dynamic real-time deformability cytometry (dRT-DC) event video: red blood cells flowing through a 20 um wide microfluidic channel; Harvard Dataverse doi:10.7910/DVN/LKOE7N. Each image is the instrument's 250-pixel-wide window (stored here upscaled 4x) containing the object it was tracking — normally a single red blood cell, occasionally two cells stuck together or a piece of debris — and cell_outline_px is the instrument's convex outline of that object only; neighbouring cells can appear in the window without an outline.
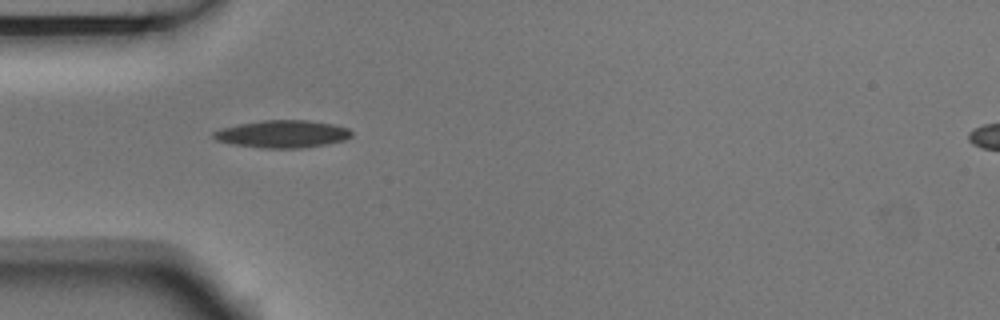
{"species": "Egyptian fruit bat (a non-hibernating species)", "species_latin": "Rousettus aegyptiacus", "temperature_condition": "room temperature", "stored_images_in_passage": 9, "camera_frame_rate_fps": 3000, "um_per_image_px": 0.085, "animal": {"sex": "male"}, "frame": {"image": 1, "passage_image": 4, "time_ms": 1.0, "image_size_px": [1000, 320], "cell_outline_px": [[352, 136], [344, 140], [324, 144], [300, 148], [264, 148], [232, 144], [216, 140], [212, 136], [212, 132], [220, 128], [240, 124], [264, 120], [308, 120], [332, 124], [348, 128], [352, 132]], "centroid_in_image_um": [23.98, 11.38], "position_along_channel_um": 61.0, "area_um2": 21.96}}
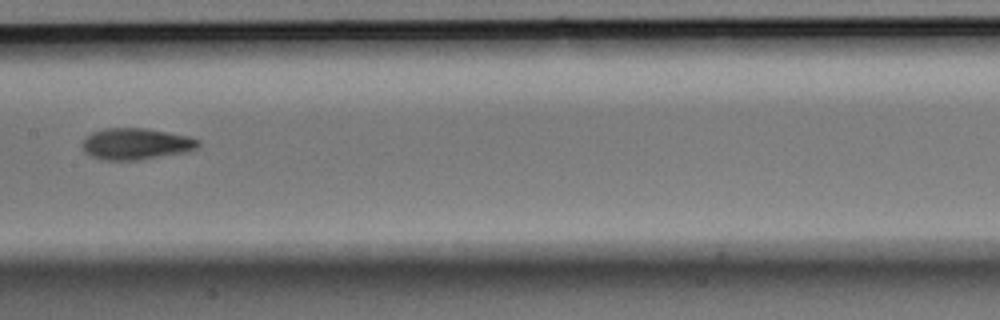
{"frame": {"image": 2, "passage_image": 7, "time_ms": 2.0, "image_size_px": [1000, 320], "cell_outline_px": [[200, 144], [196, 148], [184, 152], [140, 160], [104, 160], [92, 156], [84, 152], [84, 136], [92, 132], [104, 128], [148, 128], [188, 136], [200, 140]], "centroid_in_image_um": [11.55, 12.22], "position_along_channel_um": 195.8, "area_um2": 21.21}}
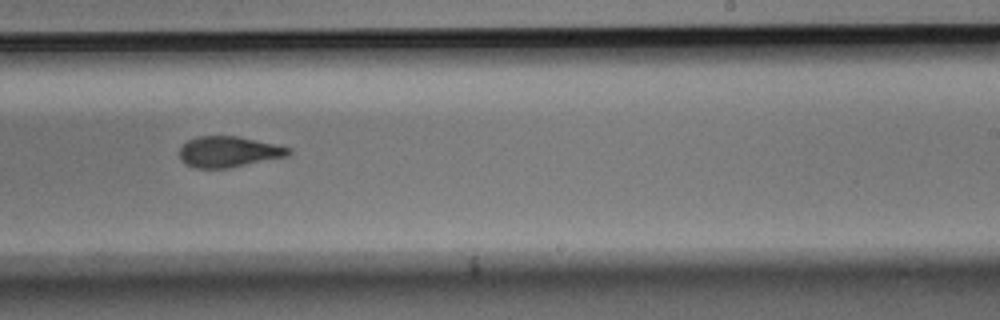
{"frame": {"image": 3, "passage_image": 9, "time_ms": 2.667, "image_size_px": [1000, 320], "cell_outline_px": [[292, 152], [288, 156], [228, 168], [196, 168], [184, 164], [180, 160], [180, 148], [188, 140], [200, 136], [240, 136], [276, 144], [292, 148]], "centroid_in_image_um": [19.45, 12.9], "position_along_channel_um": 269.5, "area_um2": 19.71}}